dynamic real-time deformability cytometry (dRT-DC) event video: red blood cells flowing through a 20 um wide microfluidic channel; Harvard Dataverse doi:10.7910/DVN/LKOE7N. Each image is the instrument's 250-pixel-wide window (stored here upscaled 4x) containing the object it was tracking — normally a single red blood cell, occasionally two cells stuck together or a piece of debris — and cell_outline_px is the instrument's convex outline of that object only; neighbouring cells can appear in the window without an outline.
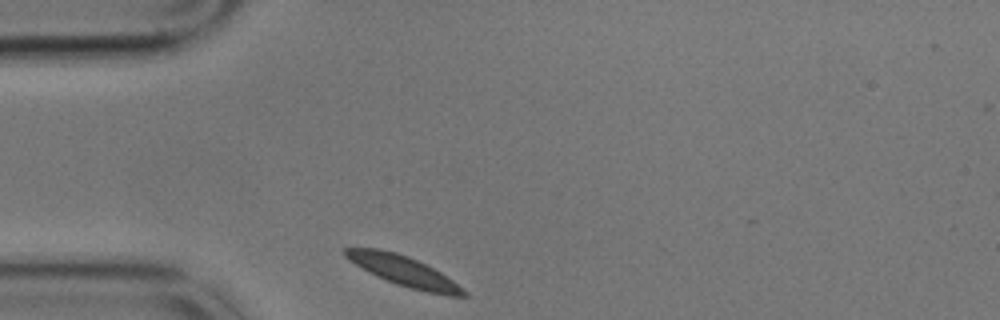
{"species": "common noctule bat (a hibernating species)", "species_latin": "Nyctalus noctula", "temperature_condition": "cold", "stored_images_in_passage": 59, "camera_frame_rate_fps": 3000, "um_per_image_px": 0.085, "animal": {"sex": "male", "body_mass_g": 17.9}, "frame": {"image": 1, "passage_image": 1, "time_ms": 0.0, "image_size_px": [1000, 320], "cell_outline_px": [[468, 296], [448, 296], [428, 292], [396, 284], [348, 260], [344, 256], [344, 248], [380, 248], [396, 252], [408, 256], [440, 272], [452, 280], [468, 292]], "centroid_in_image_um": [34.34, 23.03], "position_along_channel_um": 50.7, "area_um2": 20.17}}
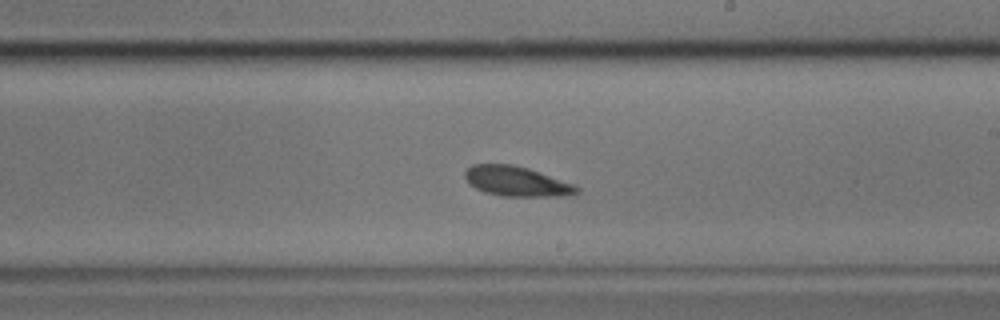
{"frame": {"image": 2, "passage_image": 23, "time_ms": 7.333, "image_size_px": [1000, 320], "cell_outline_px": [[580, 192], [568, 196], [500, 196], [484, 192], [476, 188], [464, 176], [464, 172], [472, 164], [512, 164], [528, 168], [576, 184], [580, 188]], "centroid_in_image_um": [43.97, 15.42], "position_along_channel_um": 245.0, "area_um2": 19.59}}
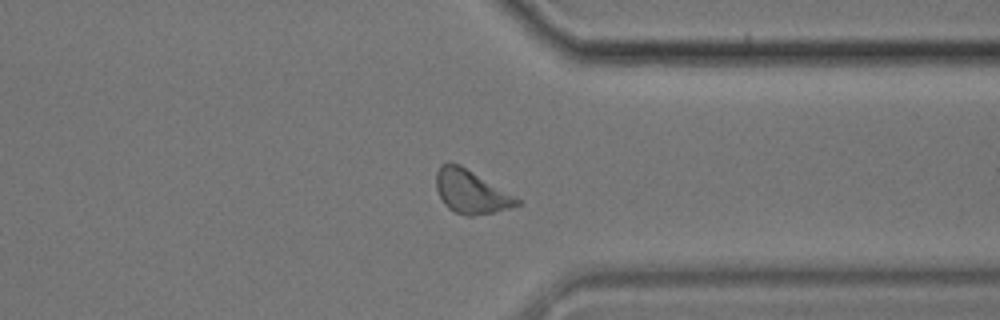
{"frame": {"image": 3, "passage_image": 40, "time_ms": 13.0, "image_size_px": [1000, 320], "cell_outline_px": [[520, 204], [508, 208], [492, 212], [472, 216], [464, 216], [448, 208], [444, 204], [436, 188], [436, 172], [440, 164], [448, 160], [460, 164], [520, 200]], "centroid_in_image_um": [39.96, 16.27], "position_along_channel_um": 371.4, "area_um2": 20.17}, "authors_computed_cell_mechanics": {"area_um2": 19.8254, "velocity_mm_per_s": 2.5042, "shape_relaxation_time_tau1_ms": 6.7879, "shape_relaxation_time_tau2_ms": null, "deformation_change_tau1": 0.067, "deformation_change_tau2": null}}